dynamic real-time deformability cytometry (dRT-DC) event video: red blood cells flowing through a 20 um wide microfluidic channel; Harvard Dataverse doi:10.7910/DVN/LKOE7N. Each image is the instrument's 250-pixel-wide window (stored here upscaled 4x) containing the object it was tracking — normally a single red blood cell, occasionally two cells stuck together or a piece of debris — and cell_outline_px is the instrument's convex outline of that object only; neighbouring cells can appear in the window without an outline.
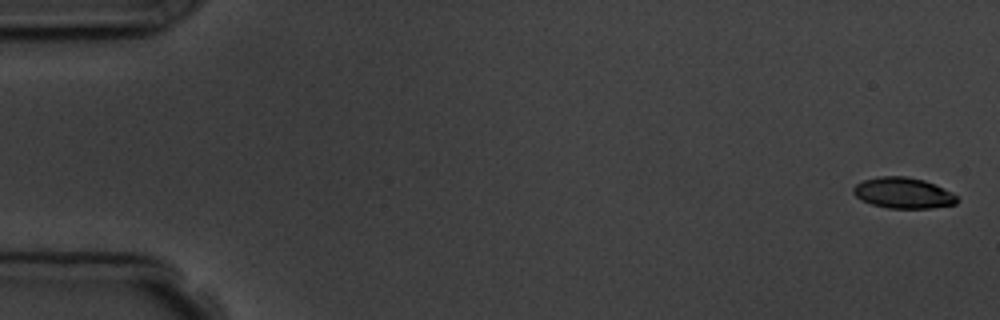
{"species": "common noctule bat (a hibernating species)", "species_latin": "Nyctalus noctula", "temperature_condition": "room temperature", "stored_images_in_passage": 6, "camera_frame_rate_fps": 3000, "um_per_image_px": 0.085, "animal": {"sex": "male", "body_mass_g": 19.5, "forearm_length_mm": 54.6}, "frame": {"image": 1, "passage_image": 1, "time_ms": 0.0, "image_size_px": [1000, 320], "cell_outline_px": [[960, 200], [956, 204], [932, 208], [888, 208], [872, 204], [856, 196], [852, 192], [852, 188], [856, 184], [864, 180], [880, 176], [904, 176], [924, 180], [952, 192]], "centroid_in_image_um": [76.79, 16.4], "position_along_channel_um": 8.2, "area_um2": 18.55}}
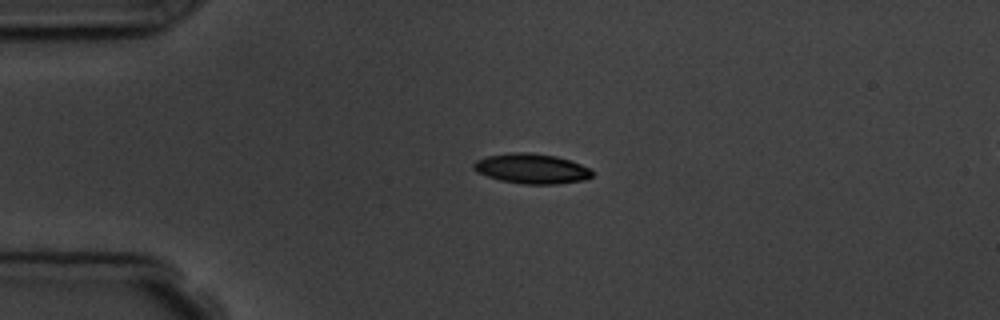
{"frame": {"image": 2, "passage_image": 4, "time_ms": 4.0, "image_size_px": [1000, 320], "cell_outline_px": [[592, 176], [584, 180], [556, 184], [520, 184], [500, 180], [476, 172], [472, 168], [472, 164], [476, 160], [488, 156], [512, 152], [532, 152], [556, 156], [572, 160], [588, 168], [592, 172]], "centroid_in_image_um": [45.17, 14.33], "position_along_channel_um": 39.8, "area_um2": 20.81}}